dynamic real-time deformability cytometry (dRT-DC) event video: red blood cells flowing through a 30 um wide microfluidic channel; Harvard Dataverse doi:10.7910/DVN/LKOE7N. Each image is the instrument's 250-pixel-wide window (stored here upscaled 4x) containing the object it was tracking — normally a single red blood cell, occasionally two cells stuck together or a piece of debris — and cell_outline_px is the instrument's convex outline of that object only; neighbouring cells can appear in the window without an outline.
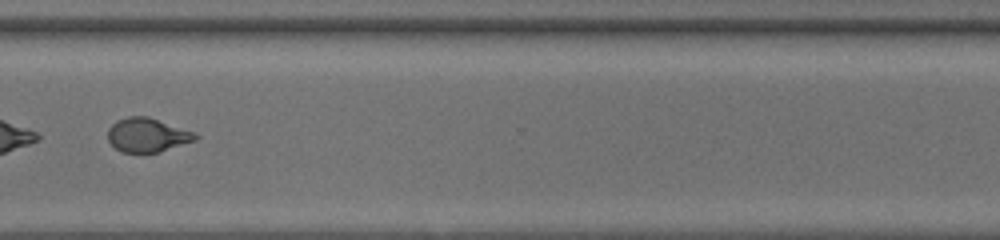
{"species": "common noctule bat (a hibernating species)", "species_latin": "Nyctalus noctula", "temperature_condition": "room temperature", "stored_images_in_passage": 51, "segment_of_instrument_passage": [2, 2], "camera_frame_rate_fps": 3000, "um_per_image_px": 0.085, "animal": {"sex": "female", "body_mass_g": 20.0, "forearm_length_mm": 54.0}, "frame": {"image": 1, "passage_image": 41, "time_ms": 13.333, "image_size_px": [1000, 240], "cell_outline_px": [[200, 136], [196, 140], [160, 152], [120, 152], [108, 140], [108, 128], [116, 120], [128, 116], [148, 116], [192, 132]], "centroid_in_image_um": [12.5, 11.47], "position_along_channel_um": 358.1, "area_um2": 17.22}}